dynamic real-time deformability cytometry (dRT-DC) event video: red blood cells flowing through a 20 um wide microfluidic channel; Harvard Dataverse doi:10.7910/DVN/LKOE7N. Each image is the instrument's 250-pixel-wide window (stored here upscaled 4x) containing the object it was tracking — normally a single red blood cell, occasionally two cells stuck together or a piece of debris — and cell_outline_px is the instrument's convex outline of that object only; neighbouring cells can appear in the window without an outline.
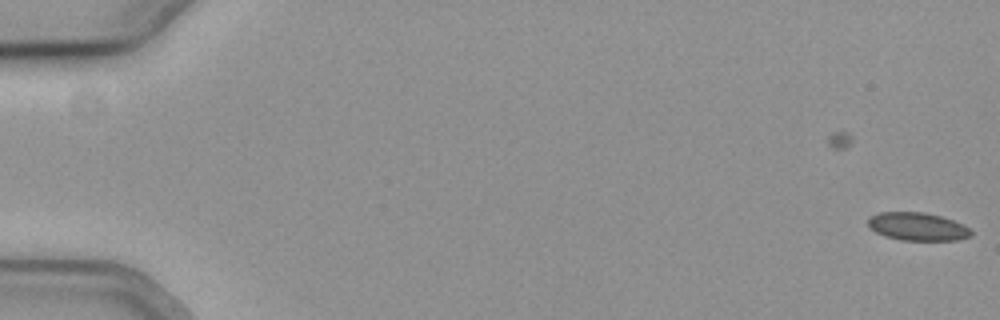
{"species": "common noctule bat (a hibernating species)", "species_latin": "Nyctalus noctula", "temperature_condition": "cold", "stored_images_in_passage": 3, "camera_frame_rate_fps": 3000, "um_per_image_px": 0.085, "animal": {"sex": "female", "body_mass_g": 19.3, "forearm_length_mm": 54.1}, "frame": {"image": 1, "passage_image": 3, "time_ms": 0.667, "image_size_px": [1000, 320], "cell_outline_px": [[972, 236], [956, 240], [900, 240], [876, 232], [868, 224], [868, 220], [872, 216], [880, 212], [924, 212], [940, 216], [952, 220], [968, 228], [972, 232]], "centroid_in_image_um": [78.0, 19.26], "position_along_channel_um": 7.0, "area_um2": 16.47}}